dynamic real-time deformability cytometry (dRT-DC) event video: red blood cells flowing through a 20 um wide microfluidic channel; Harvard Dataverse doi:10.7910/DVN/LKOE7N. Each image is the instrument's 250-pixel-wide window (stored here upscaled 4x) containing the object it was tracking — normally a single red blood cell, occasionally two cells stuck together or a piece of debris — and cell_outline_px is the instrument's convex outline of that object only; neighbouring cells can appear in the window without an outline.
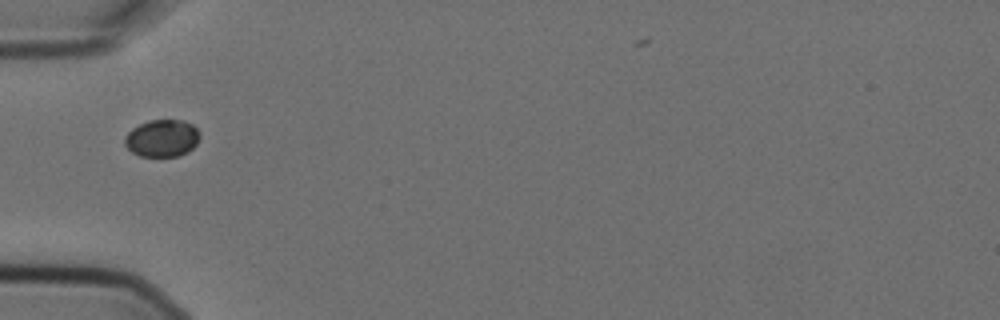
{"species": "Egyptian fruit bat (a non-hibernating species)", "species_latin": "Rousettus aegyptiacus", "temperature_condition": "cold", "stored_images_in_passage": 1, "camera_frame_rate_fps": 3000, "um_per_image_px": 0.085, "animal": {"sex": "female"}, "frame": {"image": 1, "passage_image": 1, "time_ms": 0.0, "image_size_px": [1000, 320], "cell_outline_px": [[200, 136], [196, 144], [188, 152], [176, 156], [140, 156], [132, 152], [124, 144], [124, 136], [132, 128], [148, 120], [184, 120], [192, 124], [200, 132]], "centroid_in_image_um": [13.77, 11.74], "position_along_channel_um": 71.2, "area_um2": 16.36}}